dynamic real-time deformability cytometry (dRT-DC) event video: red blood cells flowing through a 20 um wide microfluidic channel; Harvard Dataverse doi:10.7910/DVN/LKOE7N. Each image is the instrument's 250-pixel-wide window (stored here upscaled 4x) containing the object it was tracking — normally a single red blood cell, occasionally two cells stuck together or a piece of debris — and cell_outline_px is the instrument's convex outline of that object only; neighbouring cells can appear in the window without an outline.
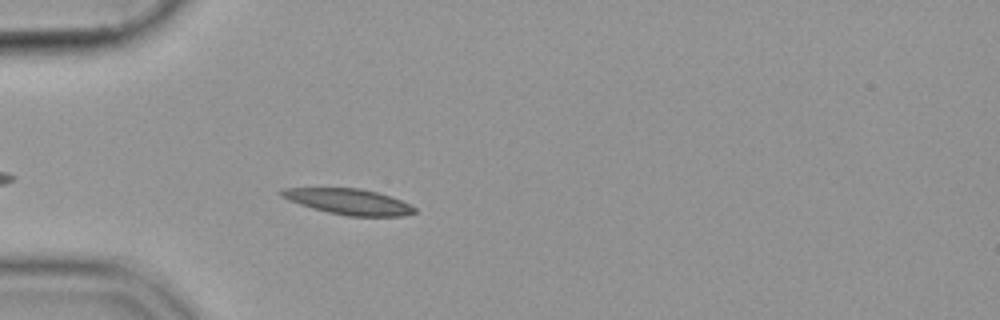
{"species": "common noctule bat (a hibernating species)", "species_latin": "Nyctalus noctula", "temperature_condition": "cold", "stored_images_in_passage": 44, "camera_frame_rate_fps": 3000, "um_per_image_px": 0.085, "animal": {"sex": "female", "body_mass_g": 19.9}, "frame": {"image": 1, "passage_image": 5, "time_ms": 1.333, "image_size_px": [1000, 320], "cell_outline_px": [[416, 212], [404, 216], [348, 216], [328, 212], [312, 208], [288, 200], [280, 196], [276, 192], [284, 188], [360, 188], [376, 192], [400, 200], [416, 208]], "centroid_in_image_um": [29.59, 17.14], "position_along_channel_um": 55.4, "area_um2": 19.83}}
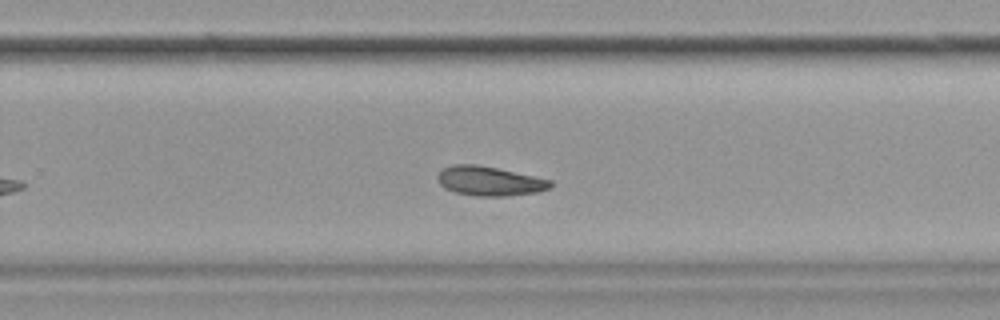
{"frame": {"image": 2, "passage_image": 25, "time_ms": 8.0, "image_size_px": [1000, 320], "cell_outline_px": [[552, 188], [540, 192], [508, 196], [476, 196], [456, 192], [444, 188], [436, 180], [436, 176], [444, 168], [452, 164], [476, 164], [496, 168], [552, 180]], "centroid_in_image_um": [41.62, 15.4], "position_along_channel_um": 288.2, "area_um2": 19.42}}
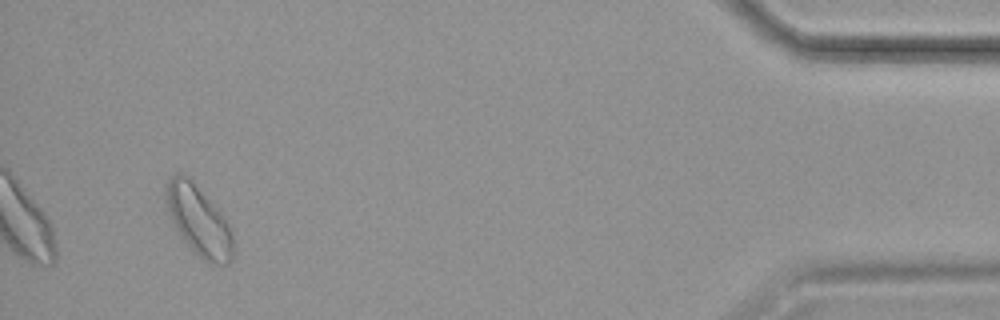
{"frame": {"image": 3, "passage_image": 41, "time_ms": 13.333, "image_size_px": [1000, 320], "cell_outline_px": [[232, 260], [228, 264], [212, 264], [204, 260], [180, 236], [172, 220], [168, 208], [168, 180], [176, 172], [180, 172], [220, 212], [228, 224], [232, 232]], "centroid_in_image_um": [16.93, 18.83], "position_along_channel_um": 418.3, "area_um2": 25.78}}